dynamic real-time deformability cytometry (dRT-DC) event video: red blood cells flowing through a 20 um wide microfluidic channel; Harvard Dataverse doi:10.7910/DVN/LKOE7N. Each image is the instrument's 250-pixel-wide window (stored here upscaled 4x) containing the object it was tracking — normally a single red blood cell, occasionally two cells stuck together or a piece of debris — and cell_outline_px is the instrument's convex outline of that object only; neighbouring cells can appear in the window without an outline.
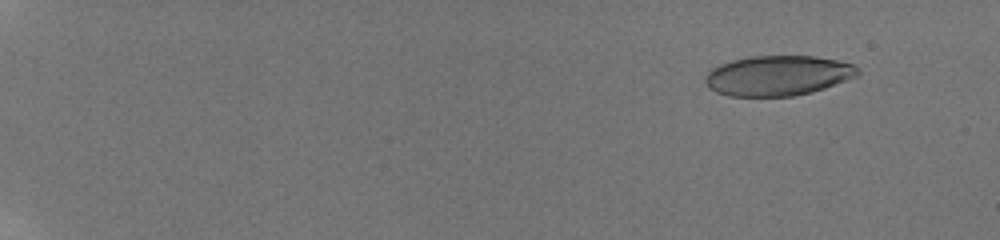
{"species": "human", "species_latin": "Homo sapiens", "temperature_condition": "room temperature", "stored_images_in_passage": 31, "camera_frame_rate_fps": 3000, "um_per_image_px": 0.085, "donor": {"sex": "male"}, "frame": {"image": 1, "passage_image": 3, "time_ms": 1.333, "image_size_px": [1000, 240], "cell_outline_px": [[860, 76], [812, 92], [792, 96], [732, 96], [716, 92], [708, 88], [704, 84], [704, 76], [712, 68], [720, 64], [732, 60], [752, 56], [816, 56], [836, 60], [852, 64], [860, 68]], "centroid_in_image_um": [66.13, 6.42], "position_along_channel_um": 18.9, "area_um2": 35.89}}
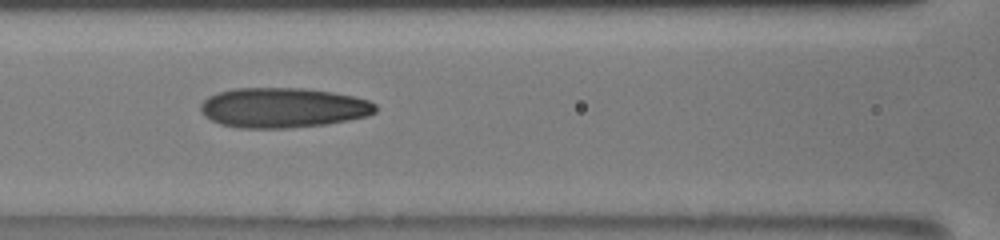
{"frame": {"image": 2, "passage_image": 19, "time_ms": 9.333, "image_size_px": [1000, 240], "cell_outline_px": [[376, 112], [368, 116], [328, 124], [288, 128], [236, 128], [220, 124], [204, 116], [200, 112], [200, 104], [208, 96], [232, 88], [304, 88], [332, 92], [352, 96], [368, 100], [376, 104]], "centroid_in_image_um": [24.04, 9.16], "position_along_channel_um": 142.6, "area_um2": 40.98}}
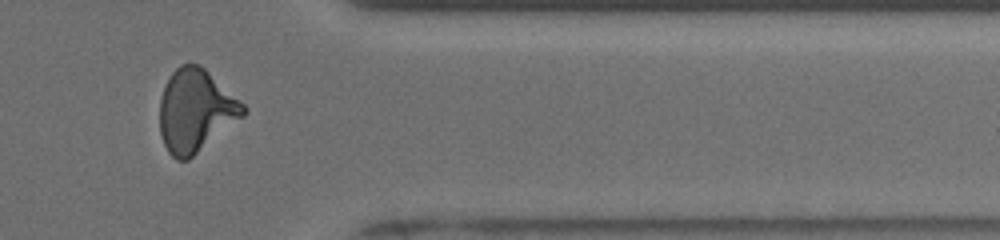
{"frame": {"image": 3, "passage_image": 29, "time_ms": 16.0, "image_size_px": [1000, 240], "cell_outline_px": [[248, 112], [244, 116], [188, 160], [176, 160], [168, 152], [160, 136], [160, 100], [164, 88], [172, 72], [180, 64], [196, 64], [204, 68], [244, 104], [248, 108]], "centroid_in_image_um": [16.63, 9.43], "position_along_channel_um": 394.8, "area_um2": 39.94}, "authors_computed_cell_mechanics": {"area_um2": 38.9572, "velocity_mm_per_s": 3.8806, "shape_relaxation_time_tau1_ms": 10.6362, "shape_relaxation_time_tau2_ms": 1.5582, "deformation_change_tau1": 0.2822, "deformation_change_tau2": 0.1}}